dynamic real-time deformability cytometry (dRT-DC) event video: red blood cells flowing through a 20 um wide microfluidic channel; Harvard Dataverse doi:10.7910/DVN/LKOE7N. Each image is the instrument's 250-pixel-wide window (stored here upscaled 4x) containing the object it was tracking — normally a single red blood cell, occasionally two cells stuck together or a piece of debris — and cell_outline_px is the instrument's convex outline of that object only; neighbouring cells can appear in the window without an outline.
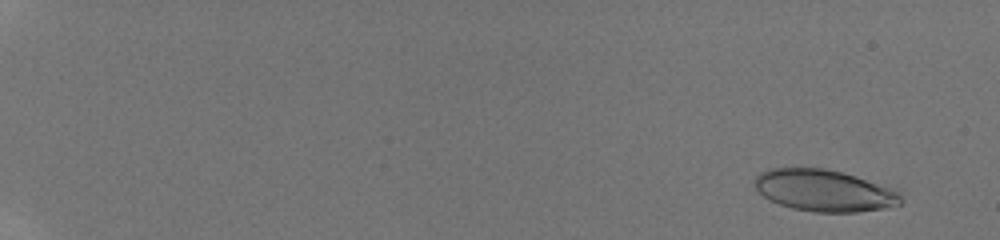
{"species": "human", "species_latin": "Homo sapiens", "temperature_condition": "room temperature", "stored_images_in_passage": 32, "camera_frame_rate_fps": 3000, "um_per_image_px": 0.085, "donor": {"sex": "male"}, "frame": {"image": 1, "passage_image": 4, "time_ms": 1.333, "image_size_px": [1000, 240], "cell_outline_px": [[904, 200], [900, 204], [884, 208], [856, 212], [816, 212], [792, 208], [780, 204], [764, 196], [756, 188], [752, 180], [760, 172], [768, 168], [824, 168], [840, 172], [900, 192]], "centroid_in_image_um": [70.01, 16.2], "position_along_channel_um": 15.0, "area_um2": 35.03}}
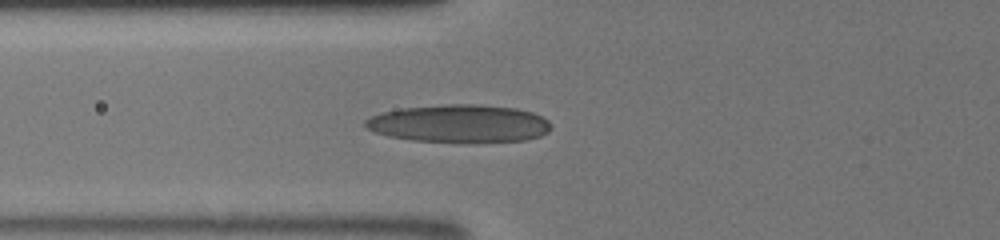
{"frame": {"image": 2, "passage_image": 20, "time_ms": 8.0, "image_size_px": [1000, 240], "cell_outline_px": [[552, 128], [548, 132], [540, 136], [524, 140], [468, 144], [412, 140], [388, 136], [364, 128], [364, 120], [372, 116], [384, 112], [404, 108], [444, 104], [476, 104], [516, 108], [532, 112], [548, 120], [552, 124]], "centroid_in_image_um": [39.07, 10.53], "position_along_channel_um": 86.7, "area_um2": 41.62}}
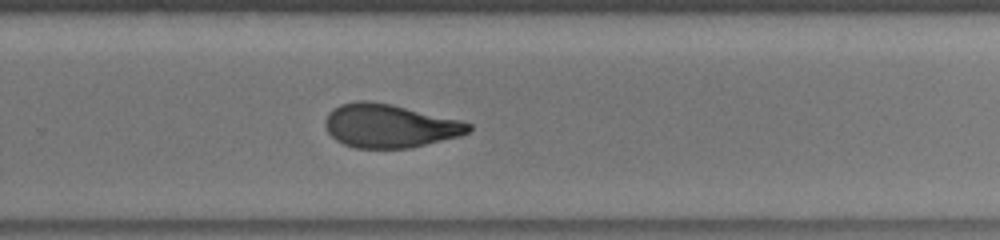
{"frame": {"image": 3, "passage_image": 32, "time_ms": 13.0, "image_size_px": [1000, 240], "cell_outline_px": [[472, 128], [468, 132], [460, 136], [412, 148], [356, 148], [344, 144], [336, 140], [328, 132], [324, 124], [324, 120], [328, 112], [332, 108], [340, 104], [356, 100], [368, 100], [392, 104], [460, 120], [472, 124]], "centroid_in_image_um": [33.09, 10.69], "position_along_channel_um": 296.7, "area_um2": 36.65}}